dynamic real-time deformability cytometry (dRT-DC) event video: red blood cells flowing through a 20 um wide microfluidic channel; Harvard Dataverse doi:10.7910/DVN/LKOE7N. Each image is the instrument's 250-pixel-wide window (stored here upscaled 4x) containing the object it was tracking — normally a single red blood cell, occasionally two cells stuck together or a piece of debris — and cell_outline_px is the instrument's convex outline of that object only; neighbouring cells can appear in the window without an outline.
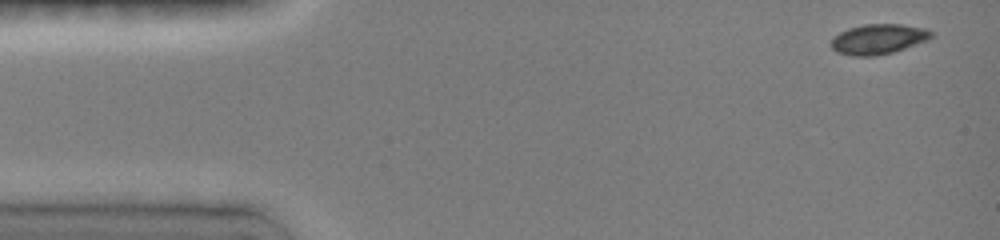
{"species": "common noctule bat (a hibernating species)", "species_latin": "Nyctalus noctula", "temperature_condition": "room temperature", "stored_images_in_passage": 11, "camera_frame_rate_fps": 3000, "um_per_image_px": 0.085, "animal": {"sex": "female", "body_mass_g": 19.0, "forearm_length_mm": 51.5}, "frame": {"image": 1, "passage_image": 1, "time_ms": 0.0, "image_size_px": [1000, 240], "cell_outline_px": [[932, 36], [928, 40], [892, 52], [872, 56], [852, 56], [836, 52], [832, 48], [832, 40], [840, 32], [848, 28], [864, 24], [900, 24], [924, 28], [932, 32]], "centroid_in_image_um": [74.65, 3.32], "position_along_channel_um": 10.4, "area_um2": 17.34}}
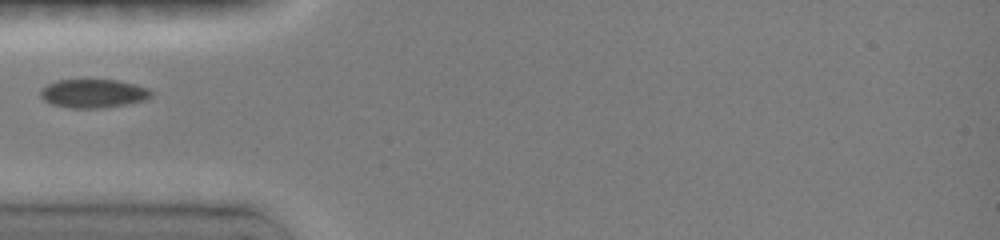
{"frame": {"image": 2, "passage_image": 8, "time_ms": 4.333, "image_size_px": [1000, 240], "cell_outline_px": [[152, 96], [144, 100], [104, 108], [68, 108], [52, 104], [44, 100], [40, 96], [40, 92], [48, 84], [56, 80], [116, 80], [148, 88], [152, 92]], "centroid_in_image_um": [7.91, 7.95], "position_along_channel_um": 77.1, "area_um2": 18.26}}
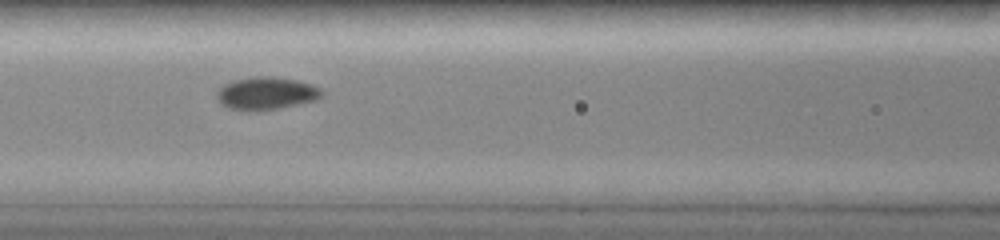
{"frame": {"image": 3, "passage_image": 10, "time_ms": 6.0, "image_size_px": [1000, 240], "cell_outline_px": [[320, 96], [316, 100], [280, 108], [256, 112], [252, 112], [228, 108], [220, 104], [216, 96], [220, 88], [236, 80], [256, 76], [264, 76], [296, 80], [320, 88]], "centroid_in_image_um": [22.59, 7.97], "position_along_channel_um": 144.0, "area_um2": 19.65}}